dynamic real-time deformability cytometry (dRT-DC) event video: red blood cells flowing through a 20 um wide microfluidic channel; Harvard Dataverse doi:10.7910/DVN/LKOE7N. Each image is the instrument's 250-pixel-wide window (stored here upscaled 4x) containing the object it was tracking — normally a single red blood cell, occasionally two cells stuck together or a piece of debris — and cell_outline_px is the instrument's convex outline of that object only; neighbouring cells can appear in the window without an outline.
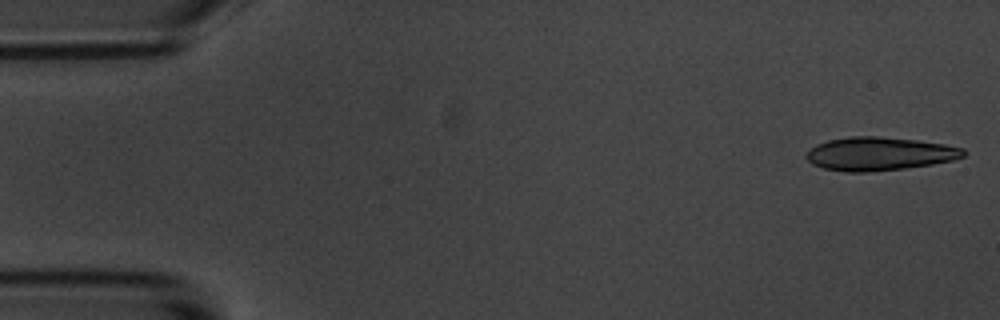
{"species": "common noctule bat (a hibernating species)", "species_latin": "Nyctalus noctula", "temperature_condition": "room temperature", "stored_images_in_passage": 4, "camera_frame_rate_fps": 3000, "um_per_image_px": 0.085, "animal": {"sex": "male", "body_mass_g": 20.1, "forearm_length_mm": 53.5}, "frame": {"image": 1, "passage_image": 1, "time_ms": 0.0, "image_size_px": [1000, 320], "cell_outline_px": [[968, 152], [964, 156], [952, 160], [932, 164], [904, 168], [864, 172], [848, 172], [824, 168], [812, 164], [804, 156], [816, 144], [828, 140], [848, 136], [876, 136], [916, 140], [944, 144], [964, 148]], "centroid_in_image_um": [74.75, 13.06], "position_along_channel_um": 10.2, "area_um2": 30.46}}